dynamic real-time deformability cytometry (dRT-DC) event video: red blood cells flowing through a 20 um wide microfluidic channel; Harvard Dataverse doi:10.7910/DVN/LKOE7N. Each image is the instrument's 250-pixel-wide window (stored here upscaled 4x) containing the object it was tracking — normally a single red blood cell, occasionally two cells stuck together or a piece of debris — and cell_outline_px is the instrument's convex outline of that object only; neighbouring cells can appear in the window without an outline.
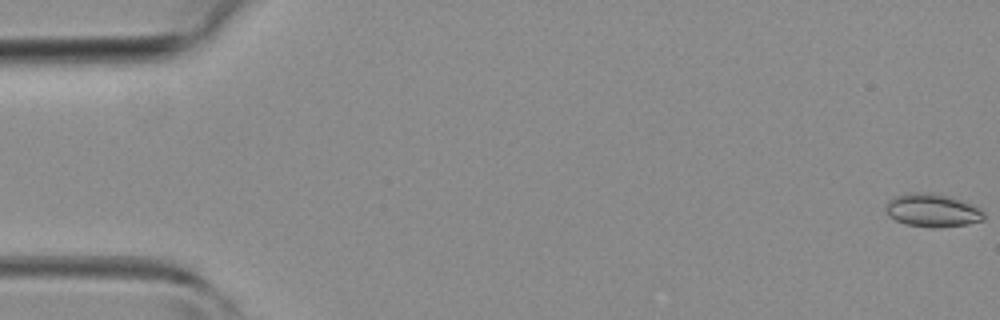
{"species": "common noctule bat (a hibernating species)", "species_latin": "Nyctalus noctula", "temperature_condition": "room temperature", "stored_images_in_passage": 41, "camera_frame_rate_fps": 3000, "um_per_image_px": 0.085, "animal": {"sex": "female", "body_mass_g": 19.3, "forearm_length_mm": 54.1}, "frame": {"image": 1, "passage_image": 1, "time_ms": 0.0, "image_size_px": [1000, 320], "cell_outline_px": [[984, 220], [968, 224], [904, 224], [888, 216], [884, 208], [888, 200], [896, 196], [908, 192], [932, 192], [948, 196], [960, 200], [980, 208], [984, 212]], "centroid_in_image_um": [79.21, 17.81], "position_along_channel_um": 5.8, "area_um2": 18.21}}
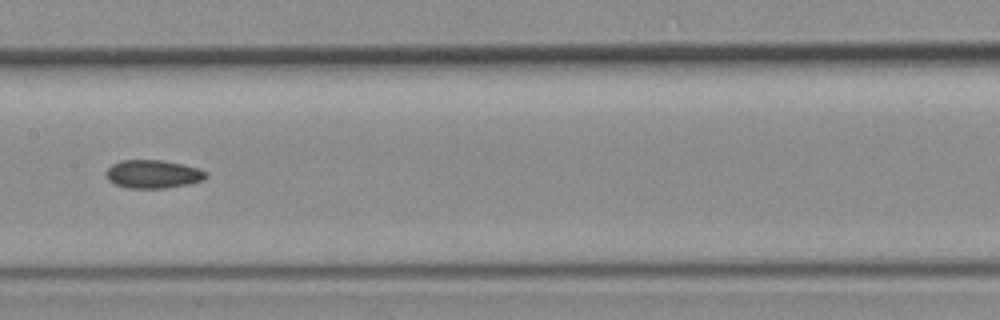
{"frame": {"image": 2, "passage_image": 23, "time_ms": 7.333, "image_size_px": [1000, 320], "cell_outline_px": [[208, 176], [204, 180], [188, 184], [164, 188], [128, 188], [116, 184], [108, 180], [108, 168], [112, 164], [120, 160], [164, 160], [184, 164], [208, 172]], "centroid_in_image_um": [13.05, 14.79], "position_along_channel_um": 194.4, "area_um2": 16.42}}
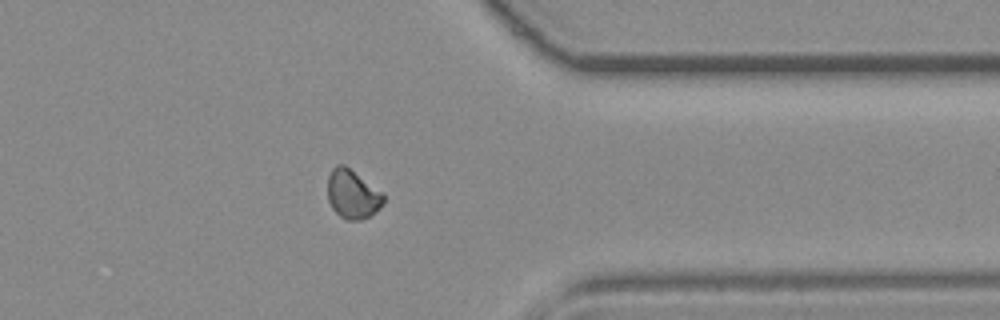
{"frame": {"image": 3, "passage_image": 36, "time_ms": 11.667, "image_size_px": [1000, 320], "cell_outline_px": [[384, 204], [376, 212], [360, 220], [344, 220], [332, 208], [328, 200], [328, 176], [332, 168], [336, 164], [344, 164], [384, 192]], "centroid_in_image_um": [29.98, 16.5], "position_along_channel_um": 381.4, "area_um2": 16.18}}